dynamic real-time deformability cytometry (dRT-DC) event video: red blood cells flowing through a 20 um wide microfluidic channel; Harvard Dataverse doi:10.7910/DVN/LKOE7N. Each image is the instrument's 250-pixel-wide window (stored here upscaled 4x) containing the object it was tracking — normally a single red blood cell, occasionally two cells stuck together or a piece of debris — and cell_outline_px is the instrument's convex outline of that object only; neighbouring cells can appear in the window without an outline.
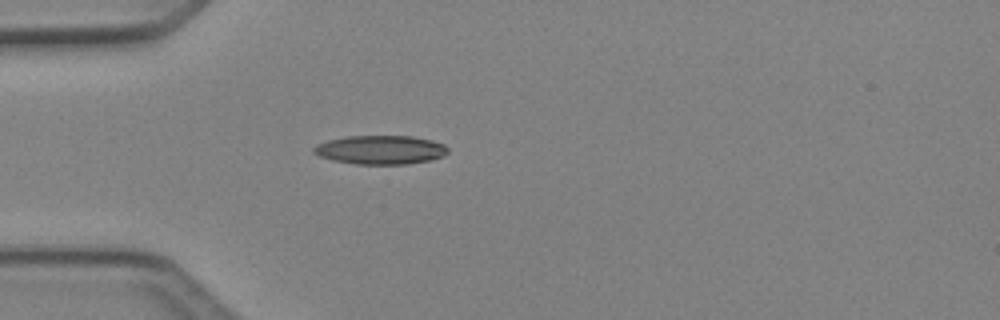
{"species": "Egyptian fruit bat (a non-hibernating species)", "species_latin": "Rousettus aegyptiacus", "temperature_condition": "cold", "stored_images_in_passage": 4, "camera_frame_rate_fps": 3000, "um_per_image_px": 0.085, "animal": {"sex": "female"}, "frame": {"image": 1, "passage_image": 4, "time_ms": 1.0, "image_size_px": [1000, 320], "cell_outline_px": [[448, 152], [444, 156], [432, 160], [408, 164], [356, 164], [332, 160], [320, 156], [312, 152], [312, 148], [316, 144], [328, 140], [348, 136], [412, 136], [432, 140], [444, 144], [448, 148]], "centroid_in_image_um": [32.35, 12.73], "position_along_channel_um": 52.6, "area_um2": 22.72}}